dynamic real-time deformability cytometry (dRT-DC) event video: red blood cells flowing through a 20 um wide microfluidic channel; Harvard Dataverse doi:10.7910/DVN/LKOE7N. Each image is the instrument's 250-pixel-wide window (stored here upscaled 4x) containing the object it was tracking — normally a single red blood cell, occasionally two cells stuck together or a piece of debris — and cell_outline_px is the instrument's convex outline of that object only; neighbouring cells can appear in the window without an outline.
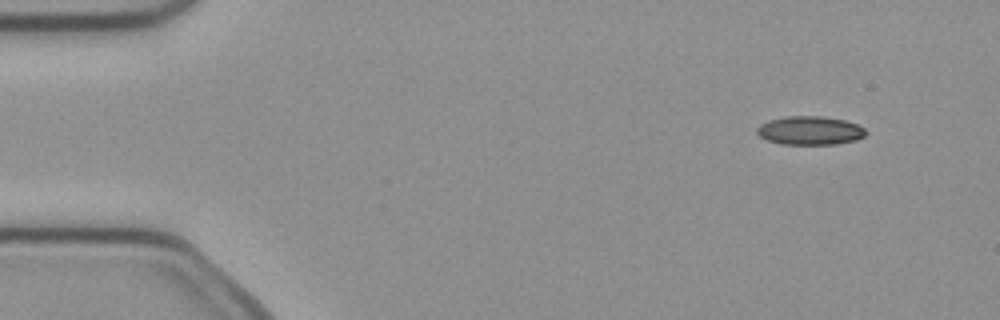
{"species": "common noctule bat (a hibernating species)", "species_latin": "Nyctalus noctula", "temperature_condition": "cold", "stored_images_in_passage": 6, "camera_frame_rate_fps": 3000, "um_per_image_px": 0.085, "animal": {"sex": "female", "body_mass_g": 21.9}, "frame": {"image": 1, "passage_image": 1, "time_ms": 0.0, "image_size_px": [1000, 320], "cell_outline_px": [[868, 132], [864, 136], [856, 140], [836, 144], [780, 144], [768, 140], [760, 136], [756, 132], [756, 128], [760, 124], [768, 120], [784, 116], [824, 116], [844, 120], [860, 124]], "centroid_in_image_um": [68.86, 11.08], "position_along_channel_um": 16.1, "area_um2": 18.38}}
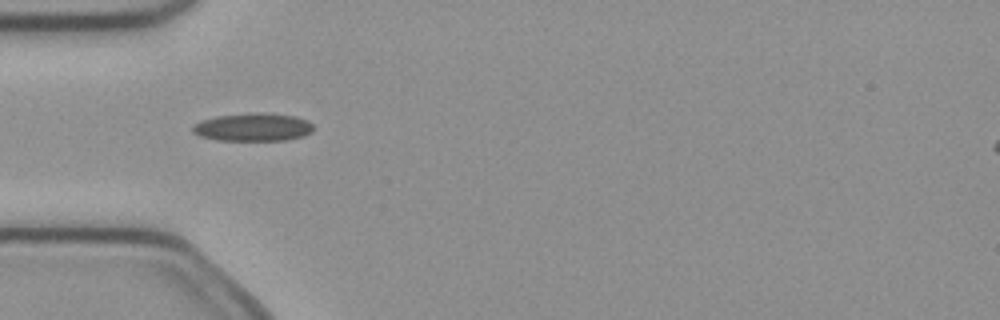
{"frame": {"image": 2, "passage_image": 4, "time_ms": 1.0, "image_size_px": [1000, 320], "cell_outline_px": [[316, 128], [312, 132], [304, 136], [288, 140], [216, 140], [200, 136], [192, 132], [192, 124], [200, 120], [216, 116], [252, 112], [256, 112], [296, 116], [308, 120]], "centroid_in_image_um": [21.51, 10.8], "position_along_channel_um": 63.5, "area_um2": 20.06}}
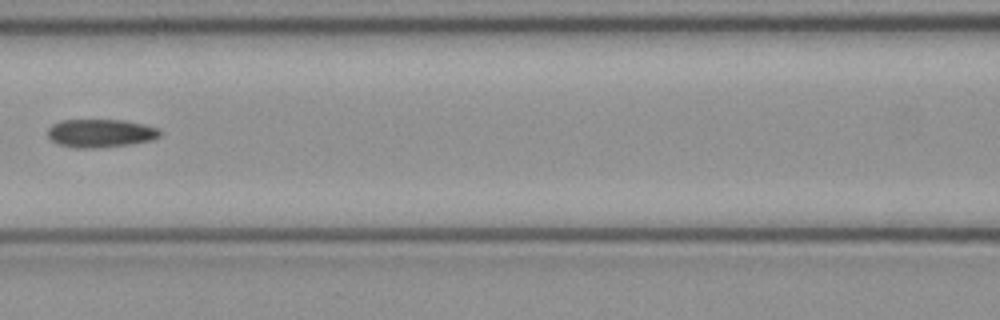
{"frame": {"image": 3, "passage_image": 6, "time_ms": 1.667, "image_size_px": [1000, 320], "cell_outline_px": [[160, 136], [152, 140], [128, 144], [100, 148], [72, 148], [60, 144], [52, 140], [48, 136], [48, 128], [52, 124], [60, 120], [124, 120], [144, 124], [160, 128]], "centroid_in_image_um": [8.55, 11.32], "position_along_channel_um": 158.1, "area_um2": 18.55}}